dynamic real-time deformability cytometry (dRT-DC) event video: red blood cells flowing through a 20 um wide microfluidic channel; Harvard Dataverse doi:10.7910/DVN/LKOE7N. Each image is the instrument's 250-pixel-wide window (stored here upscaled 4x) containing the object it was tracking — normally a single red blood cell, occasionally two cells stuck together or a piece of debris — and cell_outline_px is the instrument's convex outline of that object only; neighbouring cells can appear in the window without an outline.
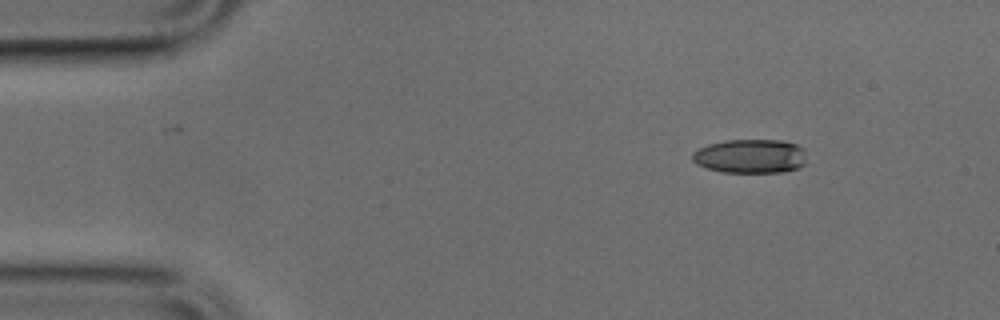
{"species": "common noctule bat (a hibernating species)", "species_latin": "Nyctalus noctula", "temperature_condition": "cold", "stored_images_in_passage": 8, "camera_frame_rate_fps": 3000, "um_per_image_px": 0.085, "animal": {"sex": "male", "body_mass_g": 17.9, "forearm_length_mm": 54.2}, "frame": {"image": 1, "passage_image": 1, "time_ms": 0.0, "image_size_px": [1000, 320], "cell_outline_px": [[804, 164], [796, 168], [784, 172], [720, 172], [704, 168], [696, 164], [692, 160], [692, 152], [708, 144], [724, 140], [784, 140], [796, 144], [804, 148]], "centroid_in_image_um": [63.74, 13.27], "position_along_channel_um": 21.3, "area_um2": 22.83}}